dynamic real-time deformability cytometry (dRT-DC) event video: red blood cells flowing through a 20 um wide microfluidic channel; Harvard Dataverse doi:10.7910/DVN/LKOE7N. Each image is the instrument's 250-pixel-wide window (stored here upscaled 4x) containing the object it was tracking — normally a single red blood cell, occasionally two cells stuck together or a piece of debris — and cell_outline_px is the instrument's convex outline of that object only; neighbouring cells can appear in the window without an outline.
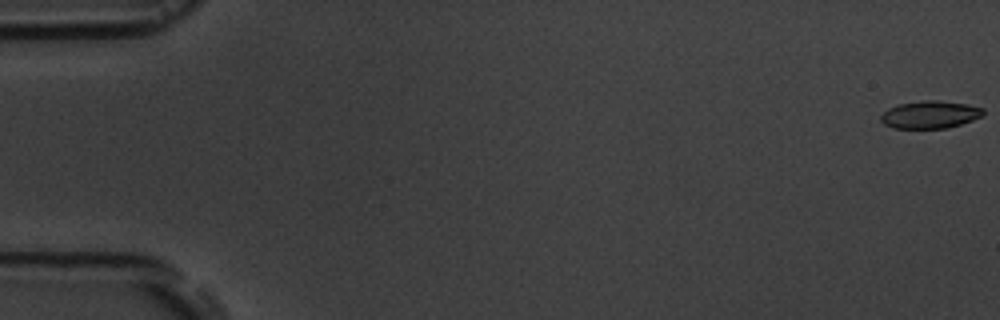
{"species": "common noctule bat (a hibernating species)", "species_latin": "Nyctalus noctula", "temperature_condition": "room temperature", "stored_images_in_passage": 4, "camera_frame_rate_fps": 3000, "um_per_image_px": 0.085, "animal": {"sex": "male", "body_mass_g": 19.5, "forearm_length_mm": 54.6}, "frame": {"image": 1, "passage_image": 1, "time_ms": 0.0, "image_size_px": [1000, 320], "cell_outline_px": [[984, 112], [980, 116], [972, 120], [960, 124], [944, 128], [892, 128], [884, 124], [880, 120], [880, 116], [888, 108], [900, 104], [924, 100], [936, 100], [968, 104], [984, 108]], "centroid_in_image_um": [79.03, 9.74], "position_along_channel_um": 6.0, "area_um2": 16.3}}